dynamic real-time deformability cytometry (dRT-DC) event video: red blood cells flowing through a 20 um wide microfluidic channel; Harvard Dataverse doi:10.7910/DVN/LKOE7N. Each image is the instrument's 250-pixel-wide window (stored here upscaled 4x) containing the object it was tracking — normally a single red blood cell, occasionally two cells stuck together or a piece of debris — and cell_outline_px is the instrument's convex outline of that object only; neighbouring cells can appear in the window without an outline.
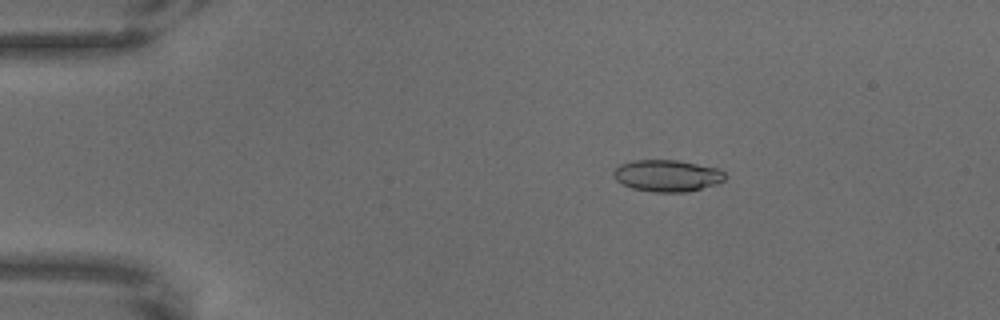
{"species": "common noctule bat (a hibernating species)", "species_latin": "Nyctalus noctula", "temperature_condition": "warm", "stored_images_in_passage": 66, "camera_frame_rate_fps": 3000, "um_per_image_px": 0.085, "animal": {"sex": "male", "body_mass_g": 18.8}, "frame": {"image": 1, "passage_image": 12, "time_ms": 3.667, "image_size_px": [1000, 320], "cell_outline_px": [[728, 176], [724, 180], [716, 184], [688, 192], [656, 192], [632, 188], [616, 180], [612, 176], [612, 172], [620, 164], [636, 160], [676, 160], [720, 168]], "centroid_in_image_um": [56.74, 14.93], "position_along_channel_um": 28.3, "area_um2": 20.69}}
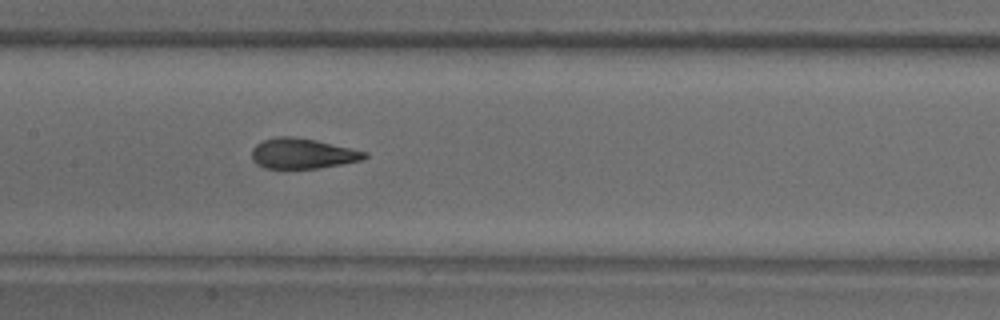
{"frame": {"image": 2, "passage_image": 33, "time_ms": 10.667, "image_size_px": [1000, 320], "cell_outline_px": [[368, 156], [360, 160], [320, 168], [264, 168], [256, 164], [252, 160], [252, 148], [256, 144], [264, 140], [276, 136], [296, 136], [316, 140], [368, 152]], "centroid_in_image_um": [25.68, 13.04], "position_along_channel_um": 181.7, "area_um2": 19.94}}
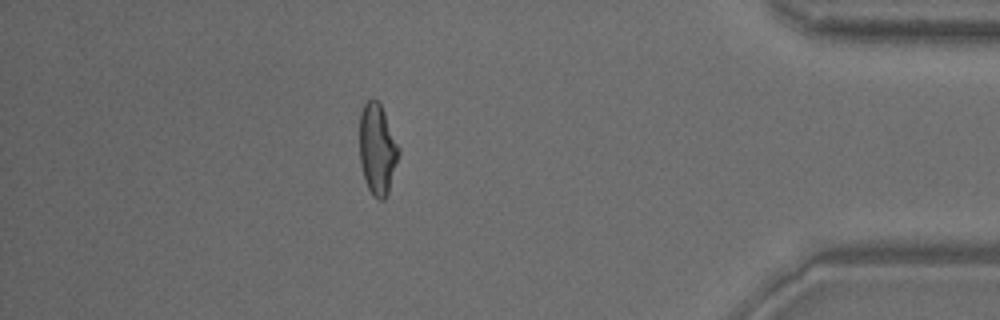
{"frame": {"image": 3, "passage_image": 58, "time_ms": 19.0, "image_size_px": [1000, 320], "cell_outline_px": [[400, 152], [388, 192], [384, 200], [380, 200], [372, 196], [368, 188], [364, 176], [360, 160], [360, 112], [364, 104], [372, 96], [380, 104], [384, 112], [400, 148]], "centroid_in_image_um": [32.08, 12.67], "position_along_channel_um": 403.1, "area_um2": 20.63}}